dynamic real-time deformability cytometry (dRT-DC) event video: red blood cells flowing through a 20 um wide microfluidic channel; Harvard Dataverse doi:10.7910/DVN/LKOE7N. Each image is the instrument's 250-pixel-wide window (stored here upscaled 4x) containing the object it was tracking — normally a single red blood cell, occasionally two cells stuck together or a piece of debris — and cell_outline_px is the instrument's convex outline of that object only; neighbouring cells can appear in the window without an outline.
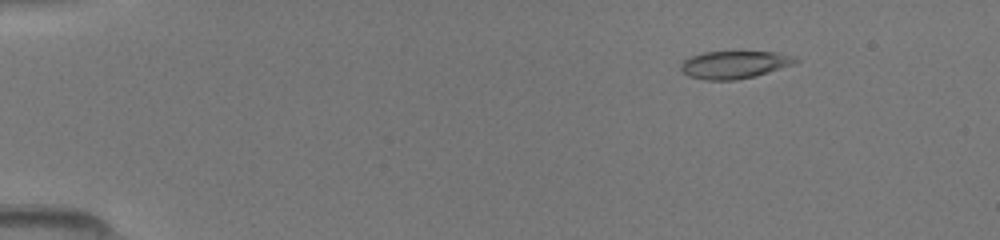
{"species": "common noctule bat (a hibernating species)", "species_latin": "Nyctalus noctula", "temperature_condition": "room temperature", "stored_images_in_passage": 49, "camera_frame_rate_fps": 3000, "um_per_image_px": 0.085, "animal": {"sex": "female", "body_mass_g": 19.5, "forearm_length_mm": 54.1}, "frame": {"image": 1, "passage_image": 7, "time_ms": 2.0, "image_size_px": [1000, 240], "cell_outline_px": [[800, 60], [796, 64], [756, 76], [736, 80], [704, 80], [688, 76], [680, 68], [680, 64], [688, 56], [704, 52], [776, 52], [796, 56]], "centroid_in_image_um": [62.45, 5.5], "position_along_channel_um": 22.5, "area_um2": 18.73}}
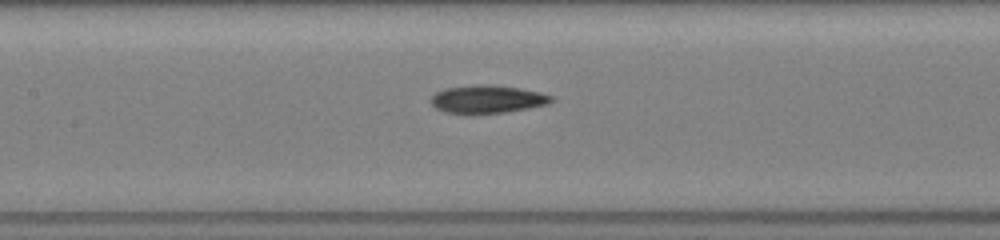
{"frame": {"image": 2, "passage_image": 24, "time_ms": 7.667, "image_size_px": [1000, 240], "cell_outline_px": [[552, 100], [548, 104], [528, 108], [504, 112], [476, 116], [468, 116], [444, 112], [436, 108], [428, 100], [436, 92], [444, 88], [472, 84], [492, 84], [520, 88], [540, 92], [552, 96]], "centroid_in_image_um": [41.34, 8.45], "position_along_channel_um": 166.1, "area_um2": 20.4}}
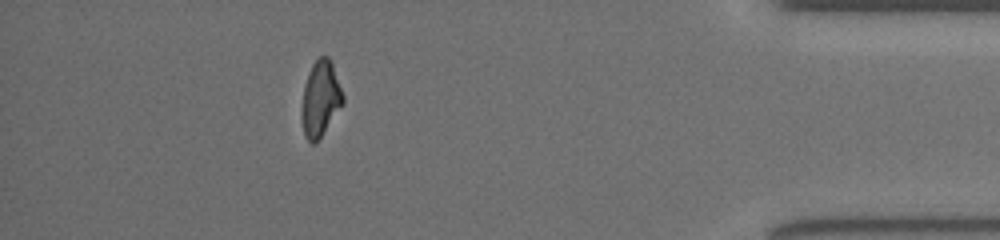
{"frame": {"image": 3, "passage_image": 44, "time_ms": 14.333, "image_size_px": [1000, 240], "cell_outline_px": [[344, 104], [320, 136], [312, 144], [304, 136], [300, 116], [304, 84], [308, 72], [312, 64], [320, 56], [328, 56], [332, 64], [344, 96]], "centroid_in_image_um": [27.22, 8.38], "position_along_channel_um": 408.0, "area_um2": 18.15}}